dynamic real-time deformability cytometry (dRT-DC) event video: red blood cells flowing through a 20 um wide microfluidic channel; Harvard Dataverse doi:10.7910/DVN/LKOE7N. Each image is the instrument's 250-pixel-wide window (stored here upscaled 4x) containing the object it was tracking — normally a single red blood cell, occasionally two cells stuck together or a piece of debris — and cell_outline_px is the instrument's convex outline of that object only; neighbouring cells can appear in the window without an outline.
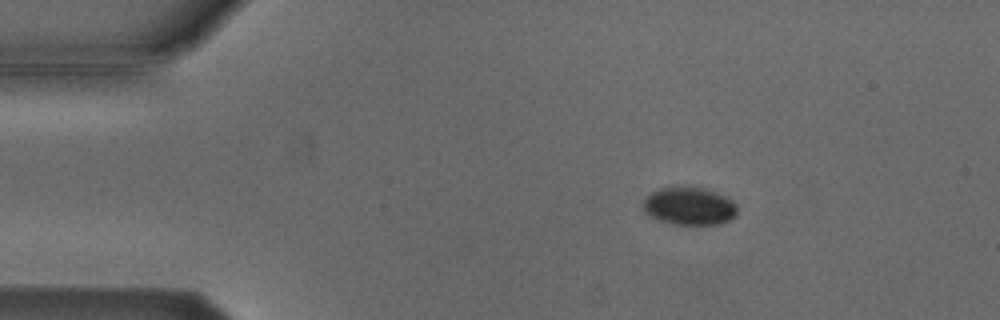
{"species": "Egyptian fruit bat (a non-hibernating species)", "species_latin": "Rousettus aegyptiacus", "temperature_condition": "cold", "stored_images_in_passage": 5, "camera_frame_rate_fps": 3000, "um_per_image_px": 0.085, "animal": {"sex": "male"}, "frame": {"image": 1, "passage_image": 3, "time_ms": 2.333, "image_size_px": [1000, 320], "cell_outline_px": [[736, 216], [720, 224], [672, 224], [648, 216], [640, 208], [640, 204], [644, 196], [660, 188], [684, 184], [688, 184], [708, 188], [732, 200], [736, 204]], "centroid_in_image_um": [58.51, 17.47], "position_along_channel_um": 26.5, "area_um2": 21.62}}
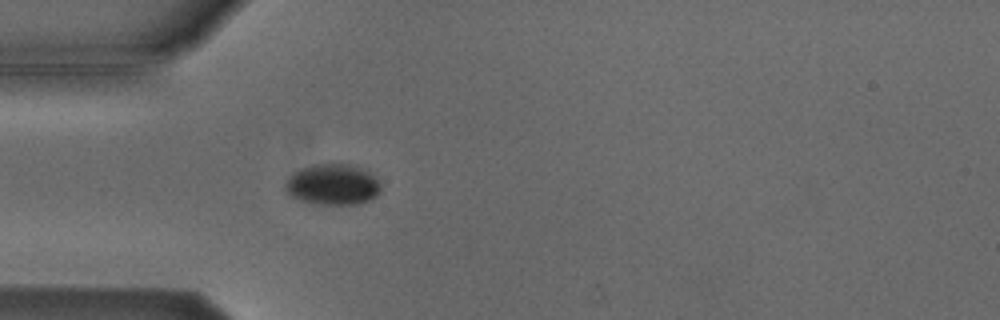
{"frame": {"image": 2, "passage_image": 5, "time_ms": 4.667, "image_size_px": [1000, 320], "cell_outline_px": [[380, 192], [372, 200], [356, 204], [320, 204], [300, 200], [292, 196], [284, 188], [284, 184], [288, 176], [292, 172], [300, 168], [312, 164], [352, 164], [368, 172], [380, 184]], "centroid_in_image_um": [28.25, 15.68], "position_along_channel_um": 56.8, "area_um2": 22.77}}